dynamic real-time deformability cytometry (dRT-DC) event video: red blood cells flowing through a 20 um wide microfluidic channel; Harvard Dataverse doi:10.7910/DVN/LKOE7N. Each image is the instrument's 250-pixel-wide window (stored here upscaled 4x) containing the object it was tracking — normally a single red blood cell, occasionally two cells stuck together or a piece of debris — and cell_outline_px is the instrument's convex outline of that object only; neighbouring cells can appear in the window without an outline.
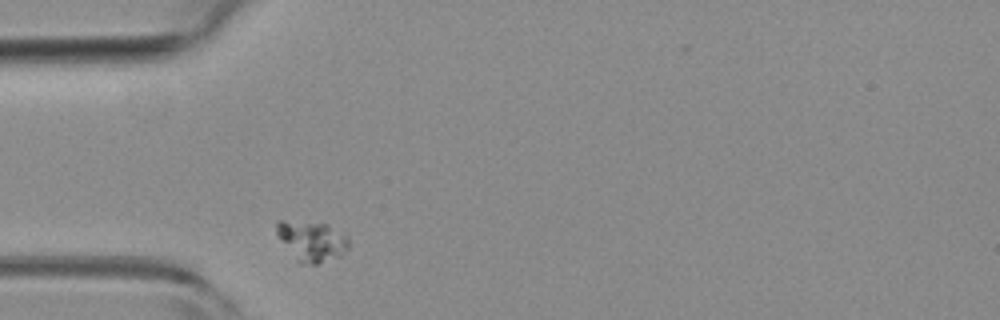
{"species": "common noctule bat (a hibernating species)", "species_latin": "Nyctalus noctula", "temperature_condition": "room temperature", "stored_images_in_passage": 1, "camera_frame_rate_fps": 3000, "um_per_image_px": 0.085, "animal": {"sex": "female", "body_mass_g": 19.3, "forearm_length_mm": 54.1}, "frame": {"image": 1, "passage_image": 1, "time_ms": 0.0, "image_size_px": [1000, 320], "cell_outline_px": [[348, 248], [340, 256], [316, 264], [300, 264], [296, 260], [276, 232], [276, 220], [284, 220], [328, 224], [344, 232], [348, 236]], "centroid_in_image_um": [26.52, 20.47], "position_along_channel_um": 58.5, "area_um2": 16.88}}